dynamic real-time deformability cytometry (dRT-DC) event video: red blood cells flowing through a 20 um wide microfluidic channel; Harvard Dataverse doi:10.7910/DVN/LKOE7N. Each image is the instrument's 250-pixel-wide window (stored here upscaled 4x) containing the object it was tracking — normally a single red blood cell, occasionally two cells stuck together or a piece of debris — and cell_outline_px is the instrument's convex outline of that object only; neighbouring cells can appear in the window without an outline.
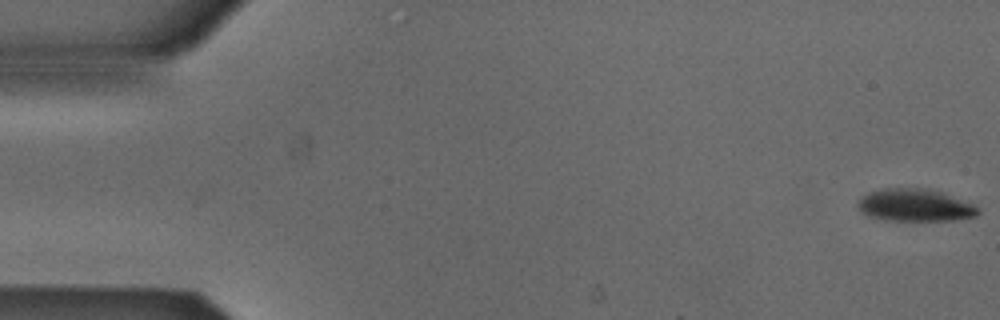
{"species": "Egyptian fruit bat (a non-hibernating species)", "species_latin": "Rousettus aegyptiacus", "temperature_condition": "cold", "stored_images_in_passage": 48, "camera_frame_rate_fps": 3000, "um_per_image_px": 0.085, "animal": {"sex": "male"}, "frame": {"image": 1, "passage_image": 1, "time_ms": 0.0, "image_size_px": [1000, 320], "cell_outline_px": [[980, 212], [976, 216], [956, 220], [888, 220], [868, 216], [860, 212], [856, 204], [864, 196], [872, 192], [888, 188], [920, 188], [940, 192], [972, 204]], "centroid_in_image_um": [77.75, 17.46], "position_along_channel_um": 7.2, "area_um2": 22.2}}
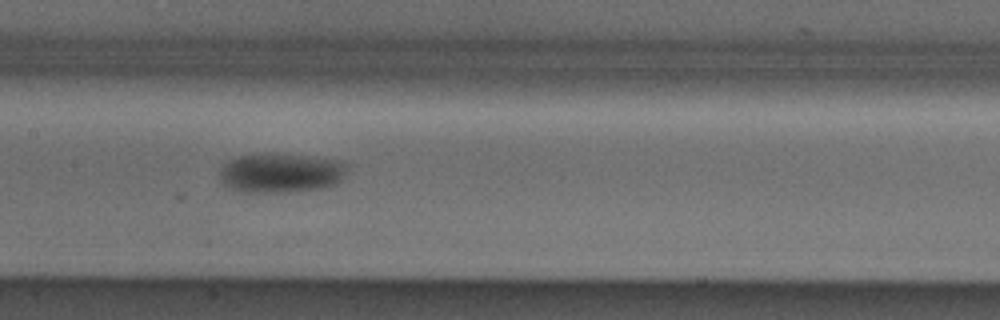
{"frame": {"image": 2, "passage_image": 26, "time_ms": 8.333, "image_size_px": [1000, 320], "cell_outline_px": [[348, 164], [340, 180], [336, 184], [324, 188], [288, 192], [240, 192], [224, 184], [220, 180], [220, 172], [232, 160], [240, 156], [300, 156], [336, 160]], "centroid_in_image_um": [23.91, 14.76], "position_along_channel_um": 183.5, "area_um2": 28.03}}
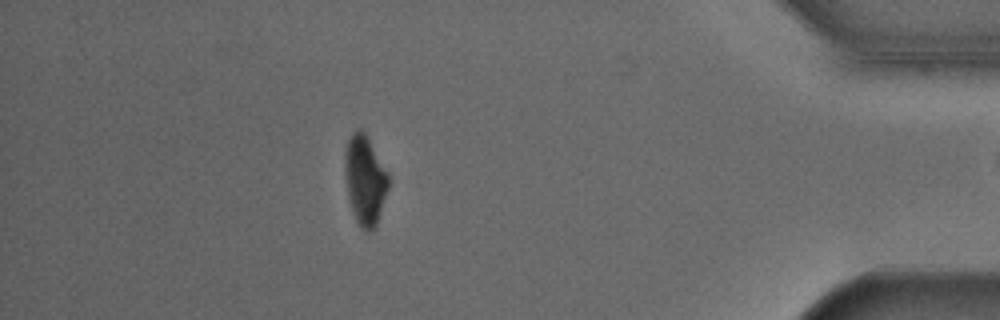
{"frame": {"image": 3, "passage_image": 47, "time_ms": 15.333, "image_size_px": [1000, 320], "cell_outline_px": [[388, 188], [376, 224], [368, 232], [364, 232], [360, 228], [352, 212], [348, 196], [344, 172], [344, 152], [348, 140], [352, 132], [356, 128], [360, 128], [368, 136], [388, 176]], "centroid_in_image_um": [30.98, 15.28], "position_along_channel_um": 404.2, "area_um2": 22.54}}